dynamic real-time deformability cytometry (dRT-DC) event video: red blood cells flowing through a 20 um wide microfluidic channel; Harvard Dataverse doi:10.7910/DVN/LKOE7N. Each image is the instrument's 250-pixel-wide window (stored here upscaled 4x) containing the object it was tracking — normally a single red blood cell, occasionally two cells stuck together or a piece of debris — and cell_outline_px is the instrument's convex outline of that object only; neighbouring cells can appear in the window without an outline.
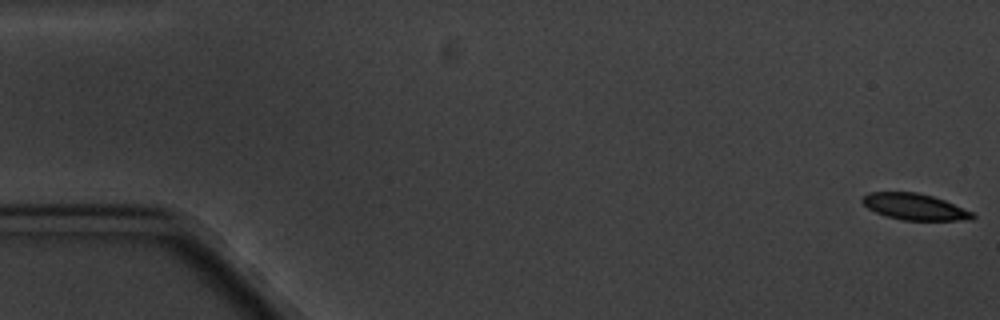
{"species": "common noctule bat (a hibernating species)", "species_latin": "Nyctalus noctula", "temperature_condition": "cold", "stored_images_in_passage": 6, "camera_frame_rate_fps": 3000, "um_per_image_px": 0.085, "animal": {"sex": "male", "body_mass_g": 20.1, "forearm_length_mm": 53.5}, "frame": {"image": 1, "passage_image": 1, "time_ms": 0.0, "image_size_px": [1000, 320], "cell_outline_px": [[976, 216], [972, 220], [904, 220], [888, 216], [876, 212], [868, 208], [860, 200], [868, 192], [916, 192], [932, 196], [944, 200], [972, 212]], "centroid_in_image_um": [77.74, 17.57], "position_along_channel_um": 7.3, "area_um2": 16.7}}
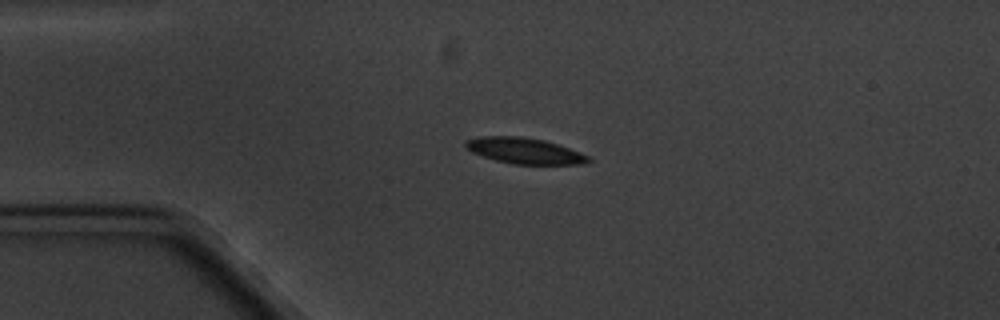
{"frame": {"image": 2, "passage_image": 4, "time_ms": 4.333, "image_size_px": [1000, 320], "cell_outline_px": [[592, 160], [584, 164], [512, 164], [496, 160], [472, 152], [464, 144], [464, 140], [476, 136], [520, 136], [544, 140], [580, 152], [588, 156]], "centroid_in_image_um": [44.56, 12.81], "position_along_channel_um": 40.4, "area_um2": 18.44}}